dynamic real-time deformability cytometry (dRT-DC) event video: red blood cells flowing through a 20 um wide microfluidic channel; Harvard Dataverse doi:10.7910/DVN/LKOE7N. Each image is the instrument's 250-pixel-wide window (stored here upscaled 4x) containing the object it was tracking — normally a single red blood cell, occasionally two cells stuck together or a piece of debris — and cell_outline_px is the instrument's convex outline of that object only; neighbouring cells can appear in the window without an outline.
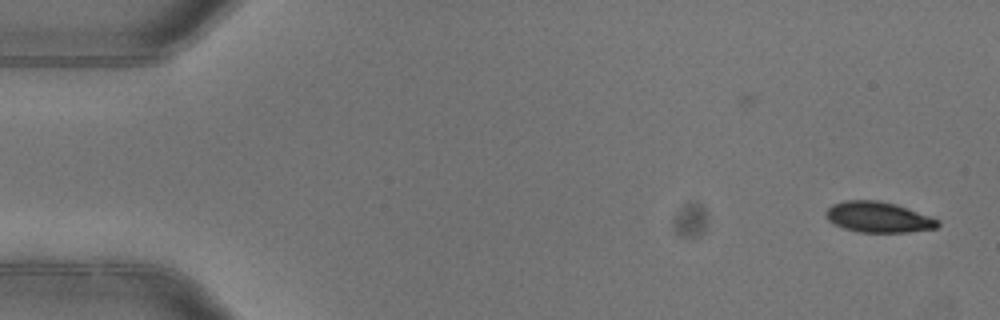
{"species": "common noctule bat (a hibernating species)", "species_latin": "Nyctalus noctula", "temperature_condition": "warm", "stored_images_in_passage": 2, "camera_frame_rate_fps": 3000, "um_per_image_px": 0.085, "animal": {"sex": "female"}, "frame": {"image": 1, "passage_image": 2, "time_ms": 0.333, "image_size_px": [1000, 320], "cell_outline_px": [[940, 224], [936, 228], [908, 232], [860, 232], [844, 228], [832, 224], [824, 216], [824, 212], [832, 204], [844, 200], [876, 200], [896, 204], [932, 216], [940, 220]], "centroid_in_image_um": [74.65, 18.45], "position_along_channel_um": 10.4, "area_um2": 20.23}}